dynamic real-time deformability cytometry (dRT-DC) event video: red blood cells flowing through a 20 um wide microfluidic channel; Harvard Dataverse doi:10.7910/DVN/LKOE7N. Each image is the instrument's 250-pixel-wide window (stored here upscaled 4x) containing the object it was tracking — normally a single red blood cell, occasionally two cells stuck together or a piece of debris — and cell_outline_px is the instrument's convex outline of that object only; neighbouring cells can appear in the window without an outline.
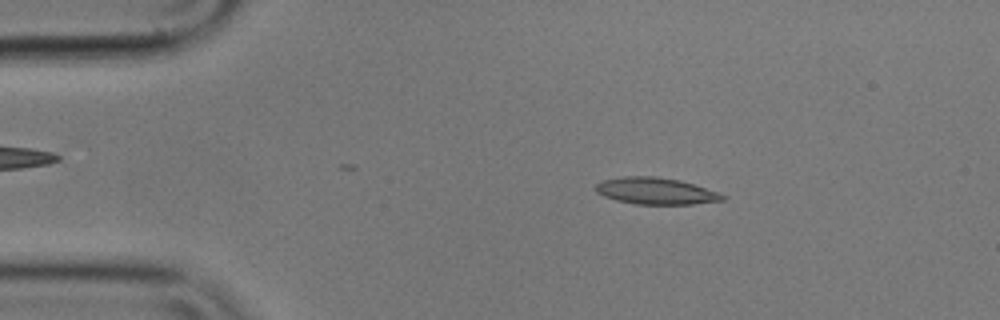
{"species": "common noctule bat (a hibernating species)", "species_latin": "Nyctalus noctula", "temperature_condition": "cold", "stored_images_in_passage": 55, "camera_frame_rate_fps": 3000, "um_per_image_px": 0.085, "animal": {"sex": "male", "body_mass_g": 17.9}, "frame": {"image": 1, "passage_image": 9, "time_ms": 2.667, "image_size_px": [1000, 320], "cell_outline_px": [[728, 196], [724, 200], [692, 204], [636, 204], [616, 200], [604, 196], [596, 192], [596, 184], [600, 180], [624, 176], [656, 176], [680, 180]], "centroid_in_image_um": [55.7, 16.23], "position_along_channel_um": 29.3, "area_um2": 19.65}}
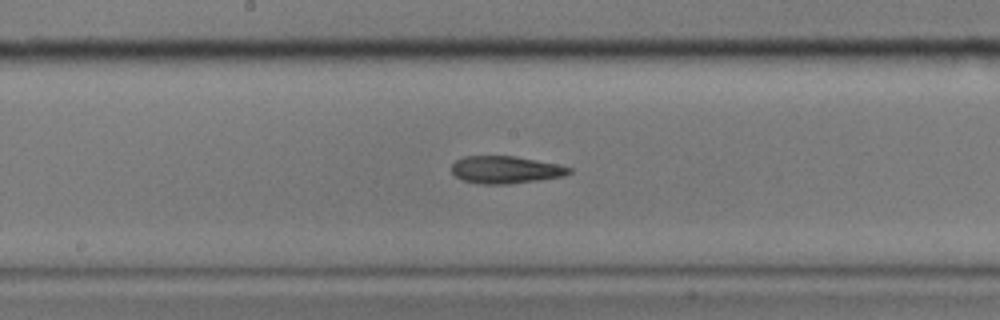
{"frame": {"image": 2, "passage_image": 28, "time_ms": 9.0, "image_size_px": [1000, 320], "cell_outline_px": [[572, 172], [564, 176], [540, 180], [508, 184], [480, 184], [464, 180], [456, 176], [452, 172], [452, 164], [456, 160], [464, 156], [516, 156], [556, 164], [572, 168]], "centroid_in_image_um": [42.98, 14.43], "position_along_channel_um": 205.2, "area_um2": 18.73}}
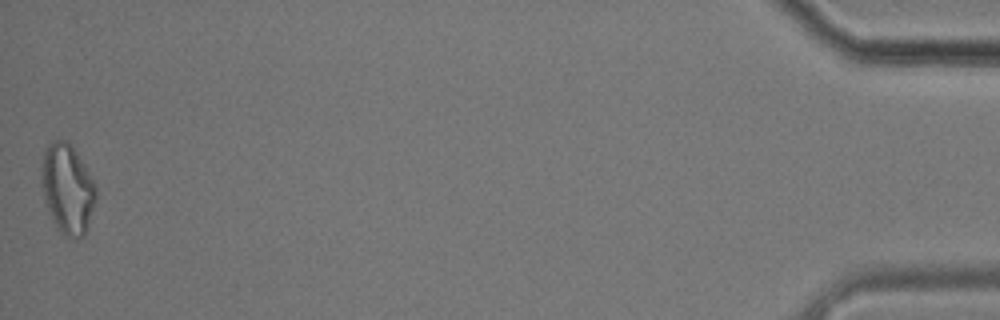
{"frame": {"image": 3, "passage_image": 55, "time_ms": 18.0, "image_size_px": [1000, 320], "cell_outline_px": [[96, 200], [84, 236], [76, 240], [64, 236], [60, 232], [48, 212], [44, 200], [40, 184], [44, 152], [48, 144], [52, 140], [68, 140], [72, 144], [84, 164], [96, 188]], "centroid_in_image_um": [5.72, 16.06], "position_along_channel_um": 429.5, "area_um2": 28.67}, "authors_computed_cell_mechanics": {"area_um2": 19.4786, "velocity_mm_per_s": 3.5507, "shape_relaxation_time_tau1_ms": null, "shape_relaxation_time_tau2_ms": 7.2605, "deformation_change_tau1": null, "deformation_change_tau2": 0.184}}